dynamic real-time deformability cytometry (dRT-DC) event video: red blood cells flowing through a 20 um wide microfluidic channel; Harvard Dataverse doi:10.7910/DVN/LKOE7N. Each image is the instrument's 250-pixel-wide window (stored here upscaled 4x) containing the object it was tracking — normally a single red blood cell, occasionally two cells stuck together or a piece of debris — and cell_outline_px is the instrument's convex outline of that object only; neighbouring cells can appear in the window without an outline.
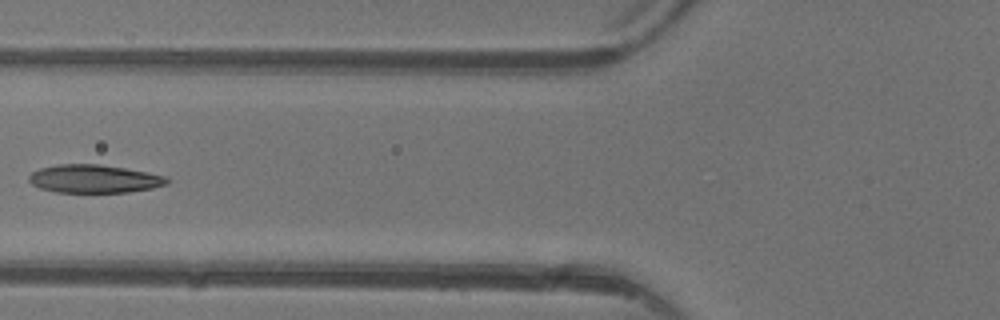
{"species": "common noctule bat (a hibernating species)", "species_latin": "Nyctalus noctula", "temperature_condition": "warm", "stored_images_in_passage": 4, "camera_frame_rate_fps": 3000, "um_per_image_px": 0.085, "animal": {"sex": "female"}, "frame": {"image": 1, "passage_image": 4, "time_ms": 4.0, "image_size_px": [1000, 320], "cell_outline_px": [[172, 180], [168, 184], [152, 188], [128, 192], [56, 192], [40, 188], [32, 184], [28, 180], [28, 176], [32, 172], [40, 168], [60, 164], [100, 164], [148, 172], [168, 176]], "centroid_in_image_um": [8.04, 15.2], "position_along_channel_um": 117.8, "area_um2": 22.77}}